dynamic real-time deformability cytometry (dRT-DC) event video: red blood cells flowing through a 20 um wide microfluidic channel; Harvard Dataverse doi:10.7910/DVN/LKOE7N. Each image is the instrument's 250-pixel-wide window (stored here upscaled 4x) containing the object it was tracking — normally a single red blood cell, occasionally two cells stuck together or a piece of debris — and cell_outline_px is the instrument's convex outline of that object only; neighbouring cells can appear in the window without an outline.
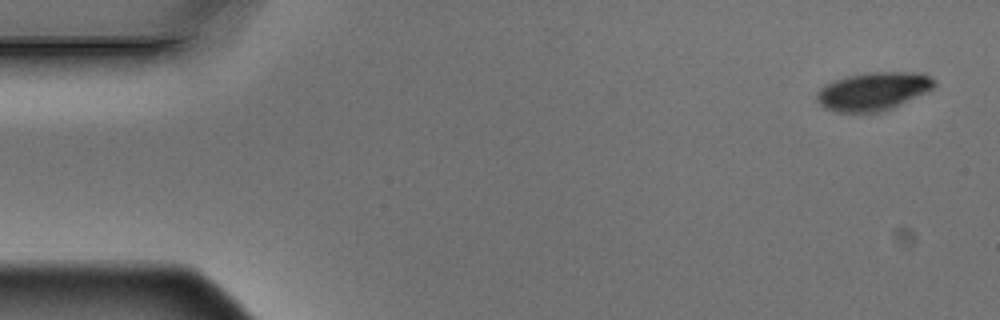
{"species": "Egyptian fruit bat (a non-hibernating species)", "species_latin": "Rousettus aegyptiacus", "temperature_condition": "warm", "stored_images_in_passage": 5, "camera_frame_rate_fps": 3000, "um_per_image_px": 0.085, "animal": {"sex": "male"}, "frame": {"image": 1, "passage_image": 1, "time_ms": 0.0, "image_size_px": [1000, 320], "cell_outline_px": [[936, 84], [932, 88], [892, 108], [880, 112], [836, 112], [824, 108], [816, 100], [816, 92], [820, 88], [836, 80], [848, 76], [872, 72], [920, 72], [936, 80]], "centroid_in_image_um": [74.2, 7.76], "position_along_channel_um": 10.8, "area_um2": 25.84}}
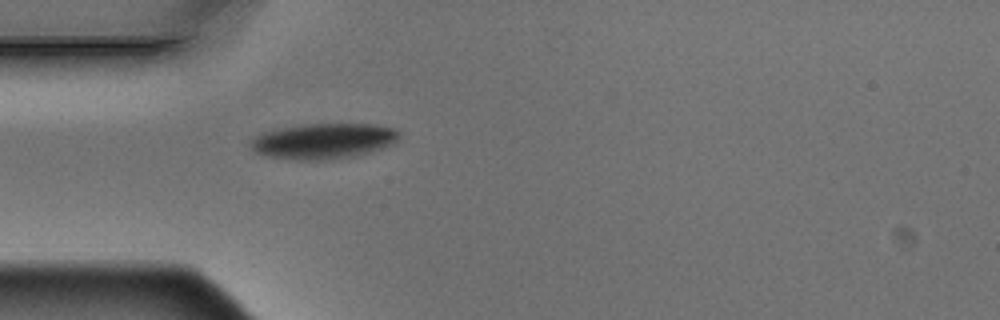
{"frame": {"image": 2, "passage_image": 5, "time_ms": 1.333, "image_size_px": [1000, 320], "cell_outline_px": [[400, 136], [392, 144], [356, 156], [324, 160], [300, 160], [272, 156], [256, 152], [248, 144], [252, 136], [260, 132], [280, 128], [304, 124], [376, 124], [396, 128], [400, 132]], "centroid_in_image_um": [27.48, 11.97], "position_along_channel_um": 57.5, "area_um2": 30.81}}